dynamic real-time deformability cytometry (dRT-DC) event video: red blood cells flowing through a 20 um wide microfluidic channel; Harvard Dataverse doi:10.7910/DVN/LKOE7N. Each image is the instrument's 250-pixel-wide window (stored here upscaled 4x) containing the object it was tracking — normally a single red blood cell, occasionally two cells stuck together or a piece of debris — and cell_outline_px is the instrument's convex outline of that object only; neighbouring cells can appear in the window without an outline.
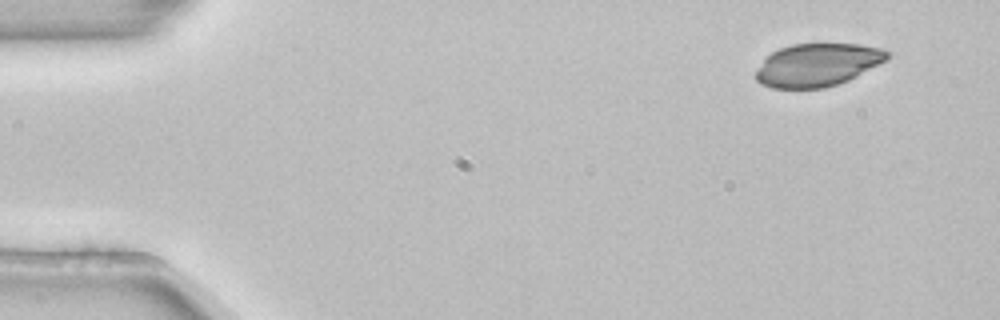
{"species": "common noctule bat (a hibernating species)", "species_latin": "Nyctalus noctula", "temperature_condition": "room temperature", "stored_images_in_passage": 5, "camera_frame_rate_fps": 3000, "um_per_image_px": 0.085, "animal": {"sex": "female", "body_mass_g": 22.7, "forearm_length_mm": 54.2}, "frame": {"image": 1, "passage_image": 1, "time_ms": 0.0, "image_size_px": [1000, 320], "cell_outline_px": [[892, 52], [888, 60], [848, 80], [824, 88], [772, 88], [760, 84], [752, 76], [764, 60], [772, 52], [780, 48], [792, 44], [860, 44], [880, 48]], "centroid_in_image_um": [69.49, 5.52], "position_along_channel_um": 15.5, "area_um2": 32.95}}